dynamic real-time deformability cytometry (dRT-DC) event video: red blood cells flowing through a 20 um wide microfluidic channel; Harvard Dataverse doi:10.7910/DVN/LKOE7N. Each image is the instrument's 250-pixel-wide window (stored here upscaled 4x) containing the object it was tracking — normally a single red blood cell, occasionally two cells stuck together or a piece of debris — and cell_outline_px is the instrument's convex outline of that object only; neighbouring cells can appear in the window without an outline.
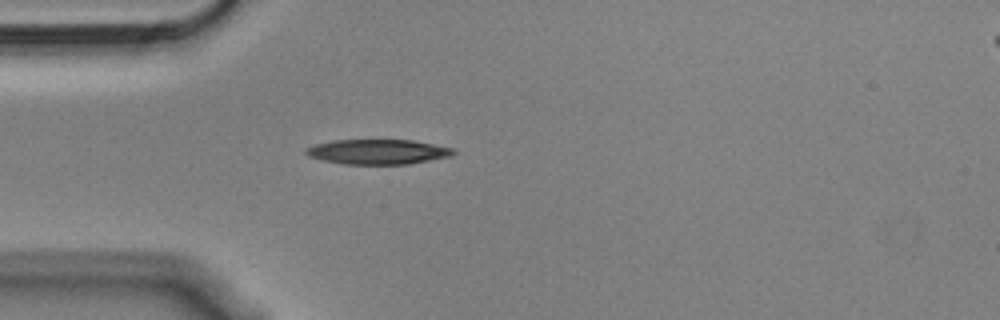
{"species": "Egyptian fruit bat (a non-hibernating species)", "species_latin": "Rousettus aegyptiacus", "temperature_condition": "cold", "stored_images_in_passage": 11, "camera_frame_rate_fps": 3000, "um_per_image_px": 0.085, "animal": {"sex": "male"}, "frame": {"image": 1, "passage_image": 7, "time_ms": 2.0, "image_size_px": [1000, 320], "cell_outline_px": [[456, 152], [452, 156], [408, 164], [344, 164], [324, 160], [308, 156], [304, 152], [304, 148], [316, 144], [332, 140], [412, 140], [452, 148]], "centroid_in_image_um": [32.09, 12.9], "position_along_channel_um": 52.9, "area_um2": 21.33}}
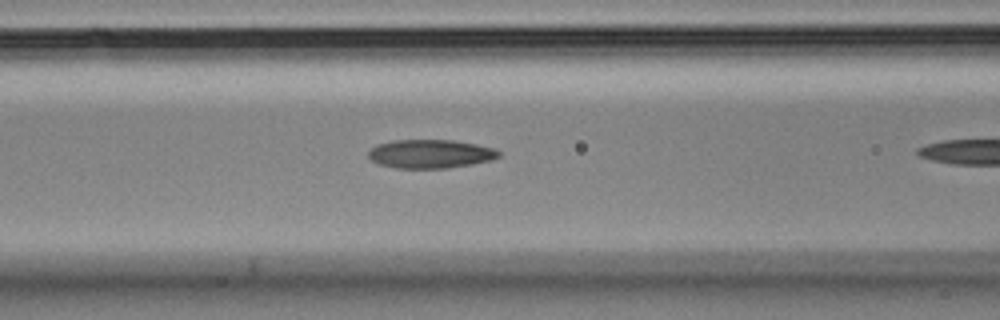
{"frame": {"image": 2, "passage_image": 10, "time_ms": 3.0, "image_size_px": [1000, 320], "cell_outline_px": [[500, 156], [492, 160], [472, 164], [448, 168], [396, 168], [380, 164], [372, 160], [368, 156], [368, 152], [376, 144], [392, 140], [452, 140], [476, 144], [492, 148], [500, 152]], "centroid_in_image_um": [36.57, 13.08], "position_along_channel_um": 130.0, "area_um2": 21.73}}